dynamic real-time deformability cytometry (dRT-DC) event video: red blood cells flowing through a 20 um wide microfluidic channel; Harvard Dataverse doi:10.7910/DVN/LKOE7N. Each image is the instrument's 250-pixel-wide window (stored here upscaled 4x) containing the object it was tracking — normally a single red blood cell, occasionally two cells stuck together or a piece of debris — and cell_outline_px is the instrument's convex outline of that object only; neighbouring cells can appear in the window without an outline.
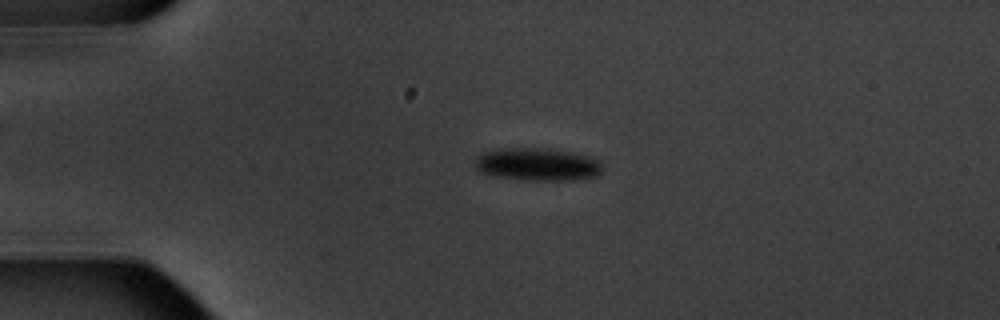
{"species": "common noctule bat (a hibernating species)", "species_latin": "Nyctalus noctula", "temperature_condition": "warm", "stored_images_in_passage": 4, "camera_frame_rate_fps": 3000, "um_per_image_px": 0.085, "animal": {"sex": "male", "body_mass_g": 20.1, "forearm_length_mm": 53.5}, "frame": {"image": 1, "passage_image": 3, "time_ms": 2.333, "image_size_px": [1000, 320], "cell_outline_px": [[600, 172], [596, 176], [584, 180], [524, 180], [496, 176], [480, 172], [476, 168], [476, 156], [484, 152], [508, 148], [536, 148], [564, 152], [588, 156], [600, 160]], "centroid_in_image_um": [45.68, 14.0], "position_along_channel_um": 39.3, "area_um2": 23.93}}